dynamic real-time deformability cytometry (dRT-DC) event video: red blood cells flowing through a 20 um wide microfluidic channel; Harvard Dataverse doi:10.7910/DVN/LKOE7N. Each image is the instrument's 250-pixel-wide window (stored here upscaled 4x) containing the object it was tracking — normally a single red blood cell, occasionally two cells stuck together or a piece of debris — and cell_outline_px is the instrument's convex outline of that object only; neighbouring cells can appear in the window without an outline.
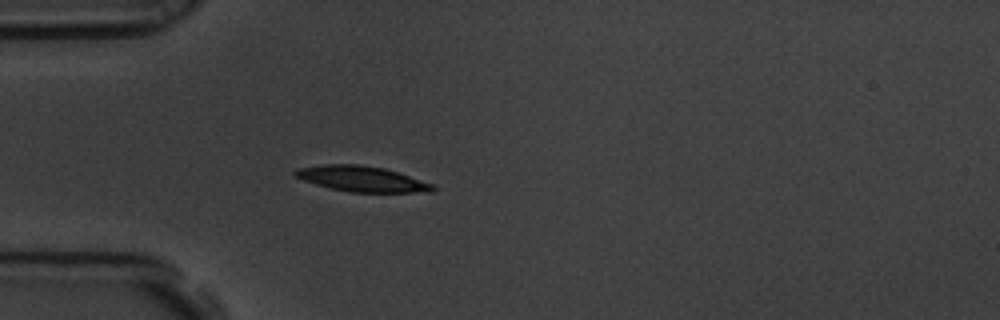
{"species": "common noctule bat (a hibernating species)", "species_latin": "Nyctalus noctula", "temperature_condition": "room temperature", "stored_images_in_passage": 3, "camera_frame_rate_fps": 3000, "um_per_image_px": 0.085, "animal": {"sex": "male", "body_mass_g": 19.5, "forearm_length_mm": 54.6}, "frame": {"image": 1, "passage_image": 3, "time_ms": 0.667, "image_size_px": [1000, 320], "cell_outline_px": [[436, 188], [432, 192], [348, 192], [316, 184], [304, 180], [296, 176], [292, 172], [296, 168], [324, 164], [360, 164], [384, 168], [432, 184]], "centroid_in_image_um": [30.72, 15.2], "position_along_channel_um": 54.3, "area_um2": 20.23}}